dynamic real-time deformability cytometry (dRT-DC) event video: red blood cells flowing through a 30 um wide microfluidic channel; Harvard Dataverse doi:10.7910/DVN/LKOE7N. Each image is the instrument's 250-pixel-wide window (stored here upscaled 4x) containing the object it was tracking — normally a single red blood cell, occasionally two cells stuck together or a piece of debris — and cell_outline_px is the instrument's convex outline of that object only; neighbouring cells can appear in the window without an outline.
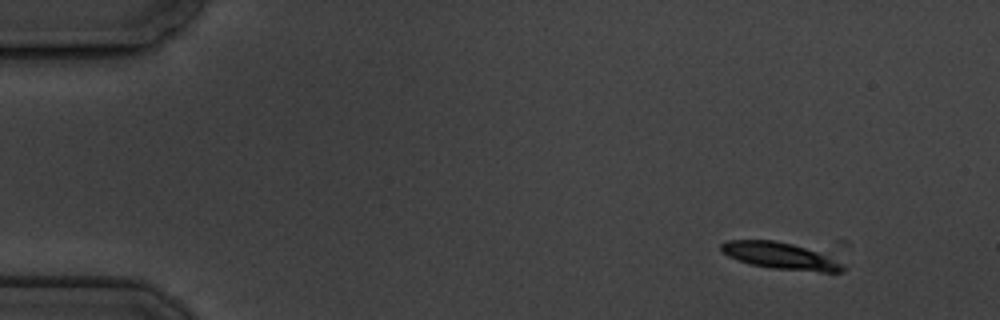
{"species": "common noctule bat (a hibernating species)", "species_latin": "Nyctalus noctula", "temperature_condition": "cold", "stored_images_in_passage": 4, "camera_frame_rate_fps": 3000, "um_per_image_px": 0.085, "animal": {"sex": "male", "body_mass_g": 19.5, "forearm_length_mm": 54.6}, "frame": {"image": 1, "passage_image": 1, "time_ms": 0.0, "image_size_px": [1000, 320], "cell_outline_px": [[844, 268], [840, 272], [820, 272], [772, 268], [752, 264], [728, 256], [720, 248], [720, 244], [728, 240], [772, 240], [792, 244], [828, 256], [840, 264]], "centroid_in_image_um": [66.27, 21.74], "position_along_channel_um": 18.7, "area_um2": 18.32}}